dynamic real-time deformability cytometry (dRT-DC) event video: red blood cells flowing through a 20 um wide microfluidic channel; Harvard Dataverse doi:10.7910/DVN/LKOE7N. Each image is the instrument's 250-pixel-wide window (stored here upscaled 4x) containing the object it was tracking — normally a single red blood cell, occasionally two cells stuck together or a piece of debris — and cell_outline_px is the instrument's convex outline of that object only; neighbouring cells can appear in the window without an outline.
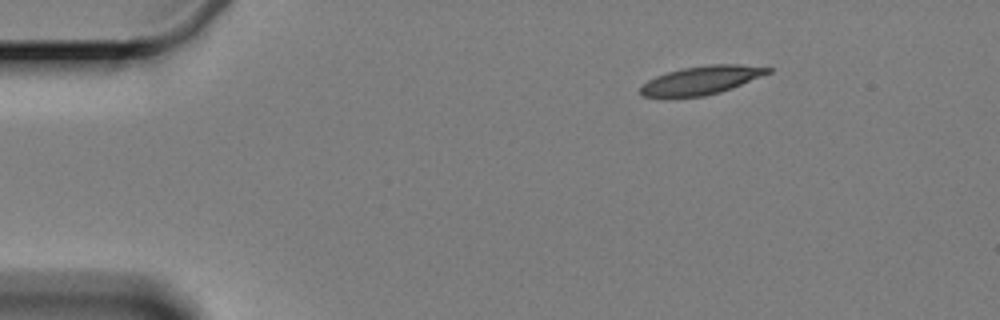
{"species": "Egyptian fruit bat (a non-hibernating species)", "species_latin": "Rousettus aegyptiacus", "temperature_condition": "cold", "stored_images_in_passage": 4, "camera_frame_rate_fps": 3000, "um_per_image_px": 0.085, "animal": {"sex": "female"}, "frame": {"image": 1, "passage_image": 1, "time_ms": 0.0, "image_size_px": [1000, 320], "cell_outline_px": [[772, 72], [732, 88], [720, 92], [704, 96], [644, 96], [640, 92], [640, 84], [656, 76], [668, 72], [684, 68], [708, 64], [740, 64], [772, 68]], "centroid_in_image_um": [59.65, 6.8], "position_along_channel_um": 25.4, "area_um2": 20.87}}
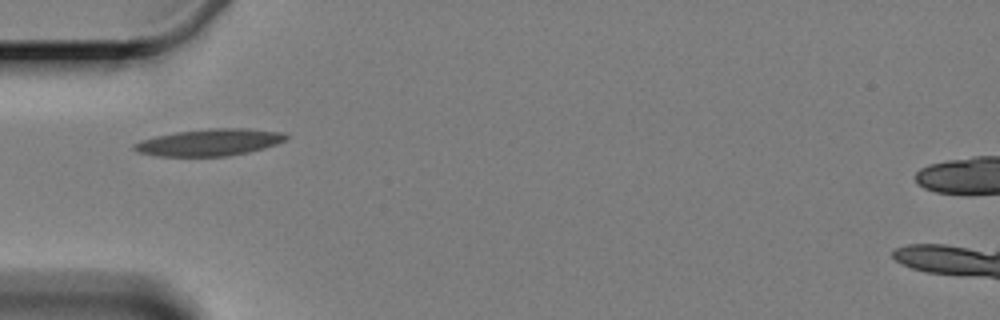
{"frame": {"image": 2, "passage_image": 3, "time_ms": 3.333, "image_size_px": [1000, 320], "cell_outline_px": [[288, 136], [284, 140], [276, 144], [264, 148], [248, 152], [224, 156], [156, 156], [136, 152], [132, 148], [132, 144], [140, 140], [156, 136], [176, 132], [208, 128], [248, 128], [280, 132]], "centroid_in_image_um": [17.74, 12.1], "position_along_channel_um": 67.3, "area_um2": 23.76}}
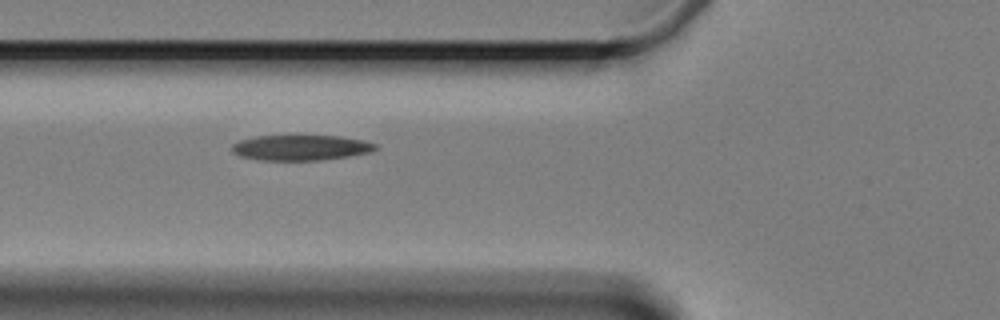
{"frame": {"image": 3, "passage_image": 4, "time_ms": 4.333, "image_size_px": [1000, 320], "cell_outline_px": [[376, 148], [368, 152], [348, 156], [320, 160], [256, 160], [240, 156], [232, 152], [232, 144], [240, 140], [256, 136], [340, 136], [364, 140], [376, 144]], "centroid_in_image_um": [25.52, 12.55], "position_along_channel_um": 100.3, "area_um2": 21.1}}